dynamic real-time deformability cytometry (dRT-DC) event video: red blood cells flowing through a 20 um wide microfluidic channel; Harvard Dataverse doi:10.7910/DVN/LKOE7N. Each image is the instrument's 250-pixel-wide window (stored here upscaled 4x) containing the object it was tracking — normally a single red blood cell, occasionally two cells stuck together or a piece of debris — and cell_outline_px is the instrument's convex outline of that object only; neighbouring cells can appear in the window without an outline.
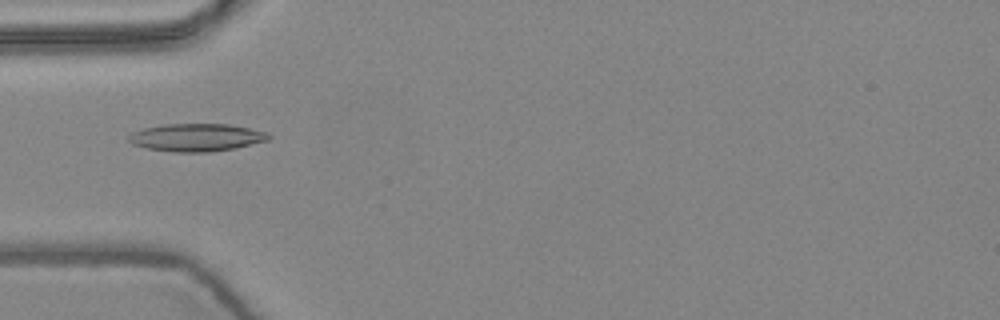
{"species": "common noctule bat (a hibernating species)", "species_latin": "Nyctalus noctula", "temperature_condition": "warm", "stored_images_in_passage": 4, "camera_frame_rate_fps": 3000, "um_per_image_px": 0.085, "animal": {"sex": "female", "body_mass_g": 24.6, "forearm_length_mm": 56.2}, "frame": {"image": 1, "passage_image": 1, "time_ms": 0.0, "image_size_px": [1000, 320], "cell_outline_px": [[272, 136], [268, 140], [236, 148], [212, 152], [176, 152], [148, 148], [132, 144], [128, 140], [128, 136], [132, 132], [144, 128], [164, 124], [228, 124], [268, 132]], "centroid_in_image_um": [16.72, 11.68], "position_along_channel_um": 68.3, "area_um2": 22.6}}
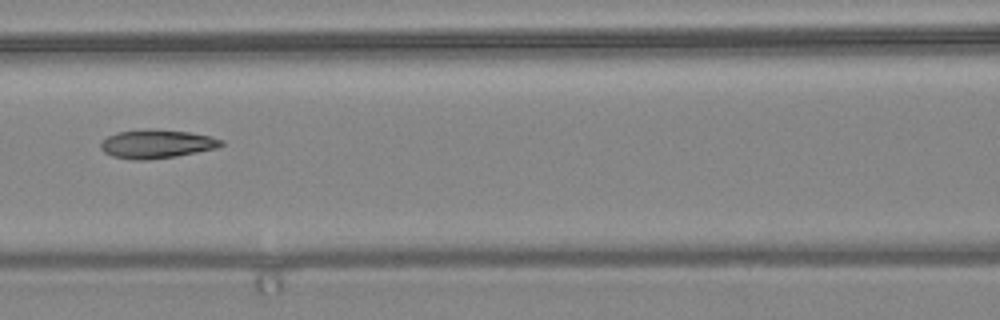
{"frame": {"image": 2, "passage_image": 3, "time_ms": 0.667, "image_size_px": [1000, 320], "cell_outline_px": [[224, 144], [216, 148], [176, 156], [148, 160], [132, 160], [112, 156], [104, 152], [100, 148], [100, 144], [108, 136], [116, 132], [148, 128], [188, 132], [208, 136], [224, 140]], "centroid_in_image_um": [13.29, 12.23], "position_along_channel_um": 153.3, "area_um2": 20.11}}
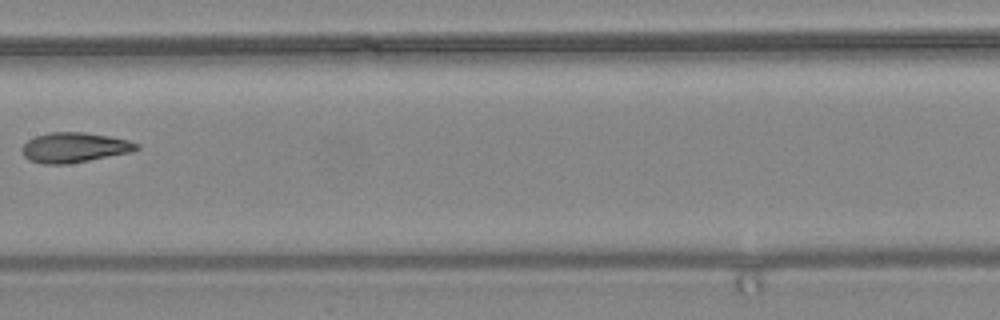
{"frame": {"image": 3, "passage_image": 4, "time_ms": 1.0, "image_size_px": [1000, 320], "cell_outline_px": [[140, 148], [132, 152], [68, 164], [44, 164], [28, 160], [24, 156], [20, 148], [28, 140], [36, 136], [48, 132], [84, 132], [108, 136], [128, 140], [140, 144]], "centroid_in_image_um": [6.31, 12.54], "position_along_channel_um": 201.1, "area_um2": 20.11}}